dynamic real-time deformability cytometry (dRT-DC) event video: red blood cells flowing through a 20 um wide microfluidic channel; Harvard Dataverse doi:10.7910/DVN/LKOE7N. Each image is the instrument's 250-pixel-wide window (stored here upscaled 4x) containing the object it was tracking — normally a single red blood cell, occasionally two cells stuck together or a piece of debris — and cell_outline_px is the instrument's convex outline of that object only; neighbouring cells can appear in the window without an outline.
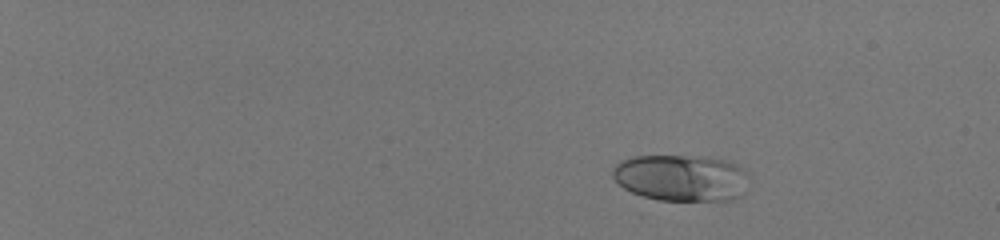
{"species": "human", "species_latin": "Homo sapiens", "temperature_condition": "room temperature", "stored_images_in_passage": 47, "camera_frame_rate_fps": 3000, "um_per_image_px": 0.085, "donor": {"sex": "male"}, "frame": {"image": 1, "passage_image": 1, "time_ms": 0.0, "image_size_px": [1000, 240], "cell_outline_px": [[748, 176], [744, 192], [740, 196], [732, 200], [660, 200], [644, 196], [632, 192], [624, 188], [612, 176], [612, 168], [620, 160], [632, 156], [704, 156], [728, 160], [744, 168], [748, 172]], "centroid_in_image_um": [57.93, 15.1], "position_along_channel_um": 27.1, "area_um2": 37.28}}
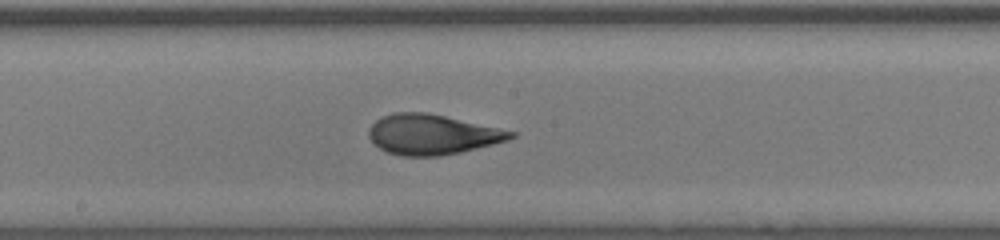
{"frame": {"image": 2, "passage_image": 27, "time_ms": 8.667, "image_size_px": [1000, 240], "cell_outline_px": [[516, 136], [508, 140], [460, 152], [440, 156], [400, 156], [388, 152], [380, 148], [368, 136], [368, 128], [376, 120], [392, 112], [424, 112], [444, 116], [516, 132]], "centroid_in_image_um": [36.7, 11.43], "position_along_channel_um": 211.5, "area_um2": 32.83}}
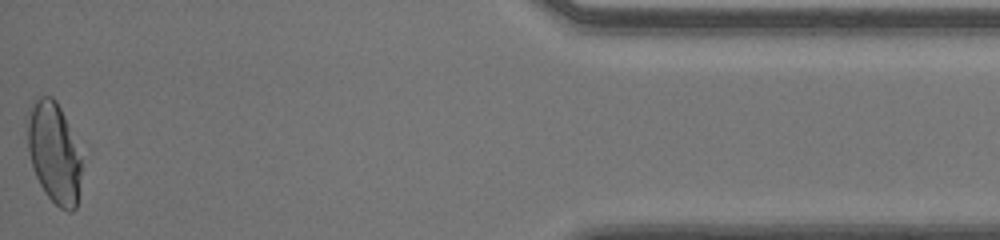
{"frame": {"image": 3, "passage_image": 47, "time_ms": 15.333, "image_size_px": [1000, 240], "cell_outline_px": [[80, 176], [76, 208], [72, 212], [68, 212], [60, 208], [44, 192], [32, 168], [28, 152], [24, 120], [32, 104], [40, 96], [52, 96], [56, 100], [64, 116], [80, 160]], "centroid_in_image_um": [4.51, 12.97], "position_along_channel_um": 430.7, "area_um2": 31.56}, "authors_computed_cell_mechanics": {"area_um2": 33.524, "velocity_mm_per_s": 4.0911, "shape_relaxation_time_tau1_ms": 4.4007, "shape_relaxation_time_tau2_ms": null, "deformation_change_tau1": 0.1937, "deformation_change_tau2": null}}